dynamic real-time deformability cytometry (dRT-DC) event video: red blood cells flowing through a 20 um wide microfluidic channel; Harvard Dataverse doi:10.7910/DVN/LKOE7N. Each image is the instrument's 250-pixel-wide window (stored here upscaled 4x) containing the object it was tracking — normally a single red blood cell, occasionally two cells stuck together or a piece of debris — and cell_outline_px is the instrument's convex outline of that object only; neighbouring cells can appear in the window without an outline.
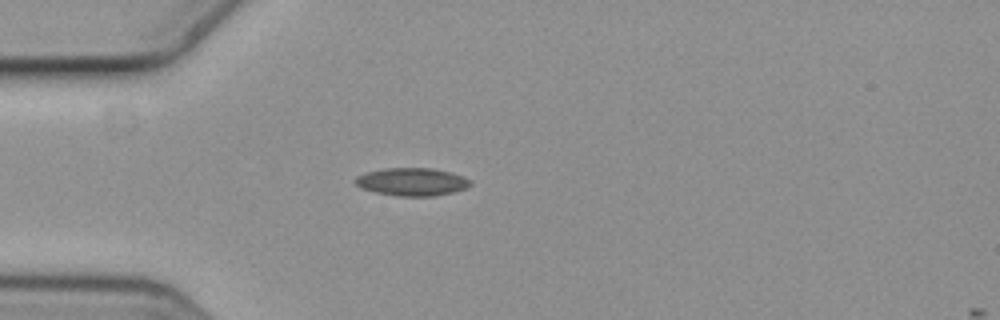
{"species": "common noctule bat (a hibernating species)", "species_latin": "Nyctalus noctula", "temperature_condition": "cold", "stored_images_in_passage": 2, "camera_frame_rate_fps": 3000, "um_per_image_px": 0.085, "animal": {"sex": "female", "body_mass_g": 19.3, "forearm_length_mm": 54.1}, "frame": {"image": 1, "passage_image": 1, "time_ms": 0.0, "image_size_px": [1000, 320], "cell_outline_px": [[472, 184], [464, 188], [452, 192], [432, 196], [400, 196], [376, 192], [360, 188], [352, 180], [356, 176], [368, 172], [384, 168], [432, 168], [452, 172], [468, 180]], "centroid_in_image_um": [34.96, 15.45], "position_along_channel_um": 50.0, "area_um2": 18.5}}